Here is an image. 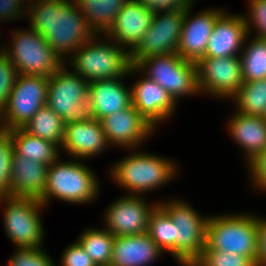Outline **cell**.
Returning <instances> with one entry per match:
<instances>
[{"mask_svg": "<svg viewBox=\"0 0 266 266\" xmlns=\"http://www.w3.org/2000/svg\"><path fill=\"white\" fill-rule=\"evenodd\" d=\"M109 142L100 120L68 122L64 125V138L61 149L77 159L92 158L101 153Z\"/></svg>", "mask_w": 266, "mask_h": 266, "instance_id": "e0dca14e", "label": "cell"}, {"mask_svg": "<svg viewBox=\"0 0 266 266\" xmlns=\"http://www.w3.org/2000/svg\"><path fill=\"white\" fill-rule=\"evenodd\" d=\"M196 66L199 93L231 98L244 83L240 56L203 57Z\"/></svg>", "mask_w": 266, "mask_h": 266, "instance_id": "4fadbf2b", "label": "cell"}, {"mask_svg": "<svg viewBox=\"0 0 266 266\" xmlns=\"http://www.w3.org/2000/svg\"><path fill=\"white\" fill-rule=\"evenodd\" d=\"M191 6L186 8L176 53L185 60L197 63L205 56L209 37L217 18L223 13V10L211 8L192 16V13H190Z\"/></svg>", "mask_w": 266, "mask_h": 266, "instance_id": "9a60e30c", "label": "cell"}, {"mask_svg": "<svg viewBox=\"0 0 266 266\" xmlns=\"http://www.w3.org/2000/svg\"><path fill=\"white\" fill-rule=\"evenodd\" d=\"M8 266H54L49 254L42 247L18 248L8 260Z\"/></svg>", "mask_w": 266, "mask_h": 266, "instance_id": "836d02e7", "label": "cell"}, {"mask_svg": "<svg viewBox=\"0 0 266 266\" xmlns=\"http://www.w3.org/2000/svg\"><path fill=\"white\" fill-rule=\"evenodd\" d=\"M64 63L48 78L46 105L64 123L87 121L91 118L89 106V82L66 69Z\"/></svg>", "mask_w": 266, "mask_h": 266, "instance_id": "ba28073f", "label": "cell"}, {"mask_svg": "<svg viewBox=\"0 0 266 266\" xmlns=\"http://www.w3.org/2000/svg\"><path fill=\"white\" fill-rule=\"evenodd\" d=\"M62 266H96L83 247L75 242L66 247L61 259Z\"/></svg>", "mask_w": 266, "mask_h": 266, "instance_id": "8d00e7d4", "label": "cell"}, {"mask_svg": "<svg viewBox=\"0 0 266 266\" xmlns=\"http://www.w3.org/2000/svg\"><path fill=\"white\" fill-rule=\"evenodd\" d=\"M250 179L255 188L266 191V150L262 151L249 165Z\"/></svg>", "mask_w": 266, "mask_h": 266, "instance_id": "f35d334b", "label": "cell"}, {"mask_svg": "<svg viewBox=\"0 0 266 266\" xmlns=\"http://www.w3.org/2000/svg\"><path fill=\"white\" fill-rule=\"evenodd\" d=\"M4 207V228L17 248L42 247L44 229L40 211L44 204L34 198L0 197Z\"/></svg>", "mask_w": 266, "mask_h": 266, "instance_id": "8fae6325", "label": "cell"}, {"mask_svg": "<svg viewBox=\"0 0 266 266\" xmlns=\"http://www.w3.org/2000/svg\"><path fill=\"white\" fill-rule=\"evenodd\" d=\"M228 121V131L245 150L248 165L266 150V119L262 116L235 112Z\"/></svg>", "mask_w": 266, "mask_h": 266, "instance_id": "cb8c5ba5", "label": "cell"}, {"mask_svg": "<svg viewBox=\"0 0 266 266\" xmlns=\"http://www.w3.org/2000/svg\"><path fill=\"white\" fill-rule=\"evenodd\" d=\"M22 1H24V0H22ZM26 1H29L28 4H31V3H33V2L36 1V0H34V1H33V0H25V2H26Z\"/></svg>", "mask_w": 266, "mask_h": 266, "instance_id": "b9f144b4", "label": "cell"}, {"mask_svg": "<svg viewBox=\"0 0 266 266\" xmlns=\"http://www.w3.org/2000/svg\"><path fill=\"white\" fill-rule=\"evenodd\" d=\"M255 266H266V219L258 218Z\"/></svg>", "mask_w": 266, "mask_h": 266, "instance_id": "60d3db41", "label": "cell"}, {"mask_svg": "<svg viewBox=\"0 0 266 266\" xmlns=\"http://www.w3.org/2000/svg\"><path fill=\"white\" fill-rule=\"evenodd\" d=\"M64 125L61 117L45 105L39 109L23 129L31 135L53 142L61 148Z\"/></svg>", "mask_w": 266, "mask_h": 266, "instance_id": "4316f807", "label": "cell"}, {"mask_svg": "<svg viewBox=\"0 0 266 266\" xmlns=\"http://www.w3.org/2000/svg\"><path fill=\"white\" fill-rule=\"evenodd\" d=\"M48 77L17 74L8 103L0 112V129L23 128L46 105Z\"/></svg>", "mask_w": 266, "mask_h": 266, "instance_id": "30bf717a", "label": "cell"}, {"mask_svg": "<svg viewBox=\"0 0 266 266\" xmlns=\"http://www.w3.org/2000/svg\"><path fill=\"white\" fill-rule=\"evenodd\" d=\"M27 5L29 26L47 40L63 61L97 36L74 0H36Z\"/></svg>", "mask_w": 266, "mask_h": 266, "instance_id": "6da1fadb", "label": "cell"}, {"mask_svg": "<svg viewBox=\"0 0 266 266\" xmlns=\"http://www.w3.org/2000/svg\"><path fill=\"white\" fill-rule=\"evenodd\" d=\"M158 205L146 204L142 195L120 197L105 212V229L114 237L147 233L150 215Z\"/></svg>", "mask_w": 266, "mask_h": 266, "instance_id": "5bb4252c", "label": "cell"}, {"mask_svg": "<svg viewBox=\"0 0 266 266\" xmlns=\"http://www.w3.org/2000/svg\"><path fill=\"white\" fill-rule=\"evenodd\" d=\"M106 138L111 145L121 148H133L155 132L149 123L132 104L115 114L100 119Z\"/></svg>", "mask_w": 266, "mask_h": 266, "instance_id": "2e32d148", "label": "cell"}, {"mask_svg": "<svg viewBox=\"0 0 266 266\" xmlns=\"http://www.w3.org/2000/svg\"><path fill=\"white\" fill-rule=\"evenodd\" d=\"M77 242L84 251L91 257L96 266H110L114 236L107 229H87L80 236Z\"/></svg>", "mask_w": 266, "mask_h": 266, "instance_id": "83f0119b", "label": "cell"}, {"mask_svg": "<svg viewBox=\"0 0 266 266\" xmlns=\"http://www.w3.org/2000/svg\"><path fill=\"white\" fill-rule=\"evenodd\" d=\"M185 13L186 9L154 14L151 26L130 52L132 66L144 58L176 53Z\"/></svg>", "mask_w": 266, "mask_h": 266, "instance_id": "7c38bea8", "label": "cell"}, {"mask_svg": "<svg viewBox=\"0 0 266 266\" xmlns=\"http://www.w3.org/2000/svg\"><path fill=\"white\" fill-rule=\"evenodd\" d=\"M147 233L164 252H170L175 258L174 223L159 205L150 215Z\"/></svg>", "mask_w": 266, "mask_h": 266, "instance_id": "4dcf8cb0", "label": "cell"}, {"mask_svg": "<svg viewBox=\"0 0 266 266\" xmlns=\"http://www.w3.org/2000/svg\"><path fill=\"white\" fill-rule=\"evenodd\" d=\"M158 203L174 223L175 259L182 266H191L205 248L209 216L200 215L184 201Z\"/></svg>", "mask_w": 266, "mask_h": 266, "instance_id": "52a82bcc", "label": "cell"}, {"mask_svg": "<svg viewBox=\"0 0 266 266\" xmlns=\"http://www.w3.org/2000/svg\"><path fill=\"white\" fill-rule=\"evenodd\" d=\"M134 72L143 73L155 81L175 101L184 95L200 94L196 63L185 60L177 53L144 58L130 68L128 75L136 74Z\"/></svg>", "mask_w": 266, "mask_h": 266, "instance_id": "8992f818", "label": "cell"}, {"mask_svg": "<svg viewBox=\"0 0 266 266\" xmlns=\"http://www.w3.org/2000/svg\"><path fill=\"white\" fill-rule=\"evenodd\" d=\"M191 266H255V263L249 257L237 253L204 248Z\"/></svg>", "mask_w": 266, "mask_h": 266, "instance_id": "1f68e13d", "label": "cell"}, {"mask_svg": "<svg viewBox=\"0 0 266 266\" xmlns=\"http://www.w3.org/2000/svg\"><path fill=\"white\" fill-rule=\"evenodd\" d=\"M244 44L240 55L243 82L266 79V39L254 37Z\"/></svg>", "mask_w": 266, "mask_h": 266, "instance_id": "f1b7e54d", "label": "cell"}, {"mask_svg": "<svg viewBox=\"0 0 266 266\" xmlns=\"http://www.w3.org/2000/svg\"><path fill=\"white\" fill-rule=\"evenodd\" d=\"M12 139L14 152L27 160L51 165L59 159V146L31 135L23 128L7 131Z\"/></svg>", "mask_w": 266, "mask_h": 266, "instance_id": "d4e9b609", "label": "cell"}, {"mask_svg": "<svg viewBox=\"0 0 266 266\" xmlns=\"http://www.w3.org/2000/svg\"><path fill=\"white\" fill-rule=\"evenodd\" d=\"M48 167L13 152L8 197L40 200L46 187Z\"/></svg>", "mask_w": 266, "mask_h": 266, "instance_id": "44dd1931", "label": "cell"}, {"mask_svg": "<svg viewBox=\"0 0 266 266\" xmlns=\"http://www.w3.org/2000/svg\"><path fill=\"white\" fill-rule=\"evenodd\" d=\"M30 29V30H29ZM14 31L11 47L4 53L17 74L51 77L64 64L47 40L31 27Z\"/></svg>", "mask_w": 266, "mask_h": 266, "instance_id": "9c48e42d", "label": "cell"}, {"mask_svg": "<svg viewBox=\"0 0 266 266\" xmlns=\"http://www.w3.org/2000/svg\"><path fill=\"white\" fill-rule=\"evenodd\" d=\"M129 0H74L91 28L98 35L111 28L117 14Z\"/></svg>", "mask_w": 266, "mask_h": 266, "instance_id": "484cf974", "label": "cell"}, {"mask_svg": "<svg viewBox=\"0 0 266 266\" xmlns=\"http://www.w3.org/2000/svg\"><path fill=\"white\" fill-rule=\"evenodd\" d=\"M153 14L172 10H182L191 4L187 0H136Z\"/></svg>", "mask_w": 266, "mask_h": 266, "instance_id": "74e56055", "label": "cell"}, {"mask_svg": "<svg viewBox=\"0 0 266 266\" xmlns=\"http://www.w3.org/2000/svg\"><path fill=\"white\" fill-rule=\"evenodd\" d=\"M231 98L237 104V112L264 117L266 113V79L244 82Z\"/></svg>", "mask_w": 266, "mask_h": 266, "instance_id": "f546056e", "label": "cell"}, {"mask_svg": "<svg viewBox=\"0 0 266 266\" xmlns=\"http://www.w3.org/2000/svg\"><path fill=\"white\" fill-rule=\"evenodd\" d=\"M13 152L9 133L0 129V197L8 196Z\"/></svg>", "mask_w": 266, "mask_h": 266, "instance_id": "d6a6232c", "label": "cell"}, {"mask_svg": "<svg viewBox=\"0 0 266 266\" xmlns=\"http://www.w3.org/2000/svg\"><path fill=\"white\" fill-rule=\"evenodd\" d=\"M154 14L136 0H129L119 11L111 28L106 32L109 40L131 52L151 26Z\"/></svg>", "mask_w": 266, "mask_h": 266, "instance_id": "ac0fdd59", "label": "cell"}, {"mask_svg": "<svg viewBox=\"0 0 266 266\" xmlns=\"http://www.w3.org/2000/svg\"><path fill=\"white\" fill-rule=\"evenodd\" d=\"M258 216L226 214L209 216L205 248L237 253L256 262Z\"/></svg>", "mask_w": 266, "mask_h": 266, "instance_id": "277c9868", "label": "cell"}, {"mask_svg": "<svg viewBox=\"0 0 266 266\" xmlns=\"http://www.w3.org/2000/svg\"><path fill=\"white\" fill-rule=\"evenodd\" d=\"M81 45L69 63L74 73L89 83L97 80L127 77L132 67L130 52L118 44H107L96 40ZM97 41V42H96Z\"/></svg>", "mask_w": 266, "mask_h": 266, "instance_id": "5b68a950", "label": "cell"}, {"mask_svg": "<svg viewBox=\"0 0 266 266\" xmlns=\"http://www.w3.org/2000/svg\"><path fill=\"white\" fill-rule=\"evenodd\" d=\"M120 78L97 80L89 83V106L92 118L100 120L132 104L131 89Z\"/></svg>", "mask_w": 266, "mask_h": 266, "instance_id": "7402d4cb", "label": "cell"}, {"mask_svg": "<svg viewBox=\"0 0 266 266\" xmlns=\"http://www.w3.org/2000/svg\"><path fill=\"white\" fill-rule=\"evenodd\" d=\"M191 5L193 4L194 0H187Z\"/></svg>", "mask_w": 266, "mask_h": 266, "instance_id": "7bdbcfd3", "label": "cell"}, {"mask_svg": "<svg viewBox=\"0 0 266 266\" xmlns=\"http://www.w3.org/2000/svg\"><path fill=\"white\" fill-rule=\"evenodd\" d=\"M247 37L243 15L223 12L215 22L204 57L240 56Z\"/></svg>", "mask_w": 266, "mask_h": 266, "instance_id": "ffe728a7", "label": "cell"}, {"mask_svg": "<svg viewBox=\"0 0 266 266\" xmlns=\"http://www.w3.org/2000/svg\"><path fill=\"white\" fill-rule=\"evenodd\" d=\"M142 77L131 87L132 106L156 127L173 114L177 101L155 81Z\"/></svg>", "mask_w": 266, "mask_h": 266, "instance_id": "d6986e66", "label": "cell"}, {"mask_svg": "<svg viewBox=\"0 0 266 266\" xmlns=\"http://www.w3.org/2000/svg\"><path fill=\"white\" fill-rule=\"evenodd\" d=\"M248 4H250L249 15L247 17L243 15L248 35L255 27L256 37L266 39V0H249Z\"/></svg>", "mask_w": 266, "mask_h": 266, "instance_id": "d590c367", "label": "cell"}, {"mask_svg": "<svg viewBox=\"0 0 266 266\" xmlns=\"http://www.w3.org/2000/svg\"><path fill=\"white\" fill-rule=\"evenodd\" d=\"M17 76L16 68L4 53L0 51V112L8 103V98Z\"/></svg>", "mask_w": 266, "mask_h": 266, "instance_id": "e575fe53", "label": "cell"}, {"mask_svg": "<svg viewBox=\"0 0 266 266\" xmlns=\"http://www.w3.org/2000/svg\"><path fill=\"white\" fill-rule=\"evenodd\" d=\"M165 253L148 233L114 237L110 266H147Z\"/></svg>", "mask_w": 266, "mask_h": 266, "instance_id": "603a6c76", "label": "cell"}, {"mask_svg": "<svg viewBox=\"0 0 266 266\" xmlns=\"http://www.w3.org/2000/svg\"><path fill=\"white\" fill-rule=\"evenodd\" d=\"M22 2V0H0V21L18 19L22 17L21 15L27 14V10L25 11L27 7Z\"/></svg>", "mask_w": 266, "mask_h": 266, "instance_id": "ab89813d", "label": "cell"}, {"mask_svg": "<svg viewBox=\"0 0 266 266\" xmlns=\"http://www.w3.org/2000/svg\"><path fill=\"white\" fill-rule=\"evenodd\" d=\"M93 170L75 160L53 162L48 167L46 187L40 201L48 205L51 198L83 204L93 201L99 190Z\"/></svg>", "mask_w": 266, "mask_h": 266, "instance_id": "7a4b0ae2", "label": "cell"}, {"mask_svg": "<svg viewBox=\"0 0 266 266\" xmlns=\"http://www.w3.org/2000/svg\"><path fill=\"white\" fill-rule=\"evenodd\" d=\"M175 167L174 162L162 156L135 152L114 164L111 176L128 190V195H142L170 182L175 177Z\"/></svg>", "mask_w": 266, "mask_h": 266, "instance_id": "3957f363", "label": "cell"}]
</instances>
